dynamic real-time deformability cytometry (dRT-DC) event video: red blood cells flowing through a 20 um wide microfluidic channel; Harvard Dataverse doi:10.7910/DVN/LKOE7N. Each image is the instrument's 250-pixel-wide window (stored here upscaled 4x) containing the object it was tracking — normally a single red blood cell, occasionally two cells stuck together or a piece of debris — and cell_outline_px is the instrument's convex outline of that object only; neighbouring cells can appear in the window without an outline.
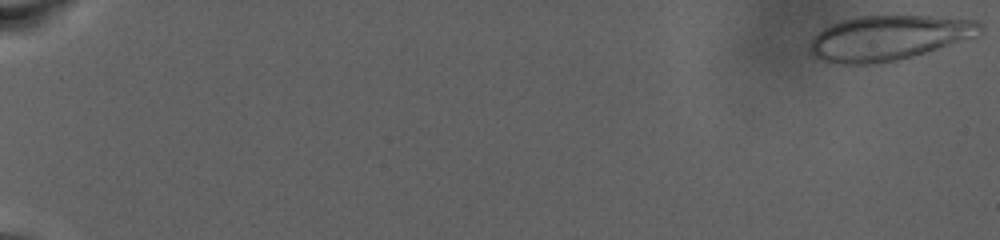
{"species": "human", "species_latin": "Homo sapiens", "temperature_condition": "warm", "stored_images_in_passage": 89, "camera_frame_rate_fps": 3000, "um_per_image_px": 0.085, "donor": {"sex": "male"}, "frame": {"image": 1, "passage_image": 1, "time_ms": 0.0, "image_size_px": [1000, 240], "cell_outline_px": [[980, 28], [976, 36], [912, 56], [896, 60], [872, 64], [836, 64], [820, 60], [812, 56], [808, 48], [812, 40], [824, 28], [840, 20], [860, 16], [928, 16], [976, 20], [980, 24]], "centroid_in_image_um": [75.45, 3.23], "position_along_channel_um": 9.5, "area_um2": 43.99}}
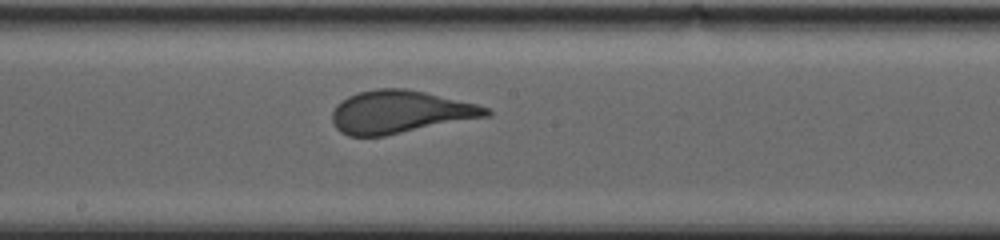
{"frame": {"image": 2, "passage_image": 53, "time_ms": 17.333, "image_size_px": [1000, 240], "cell_outline_px": [[492, 112], [488, 116], [384, 136], [348, 136], [340, 132], [336, 128], [332, 120], [332, 112], [336, 104], [340, 100], [348, 96], [360, 92], [376, 88], [404, 88], [424, 92], [476, 104], [488, 108]], "centroid_in_image_um": [33.95, 9.52], "position_along_channel_um": 214.2, "area_um2": 38.15}}
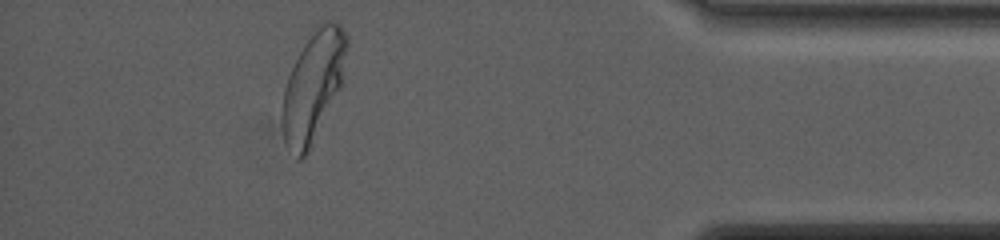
{"frame": {"image": 3, "passage_image": 81, "time_ms": 26.667, "image_size_px": [1000, 240], "cell_outline_px": [[348, 44], [344, 84], [312, 148], [300, 160], [284, 140], [280, 120], [280, 112], [284, 88], [288, 76], [304, 44], [320, 24], [324, 20], [332, 20], [340, 24], [348, 36]], "centroid_in_image_um": [26.66, 7.35], "position_along_channel_um": 408.5, "area_um2": 42.19}, "authors_computed_cell_mechanics": {"area_um2": 41.5004, "velocity_mm_per_s": 2.4477, "shape_relaxation_time_tau1_ms": 9.7818, "shape_relaxation_time_tau2_ms": null, "deformation_change_tau1": 0.2032, "deformation_change_tau2": null}}